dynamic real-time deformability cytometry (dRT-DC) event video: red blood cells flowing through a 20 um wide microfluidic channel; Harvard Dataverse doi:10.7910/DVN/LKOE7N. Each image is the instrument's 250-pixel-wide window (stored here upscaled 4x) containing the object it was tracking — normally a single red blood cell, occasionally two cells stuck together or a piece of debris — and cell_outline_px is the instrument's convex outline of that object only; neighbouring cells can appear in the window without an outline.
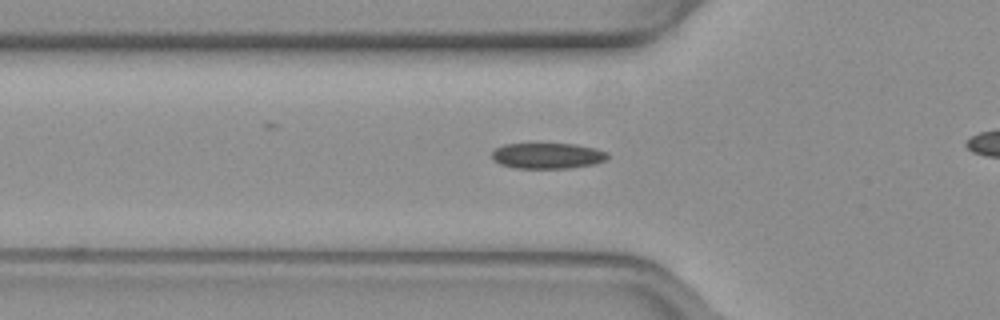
{"species": "common noctule bat (a hibernating species)", "species_latin": "Nyctalus noctula", "temperature_condition": "warm", "stored_images_in_passage": 43, "camera_frame_rate_fps": 3000, "um_per_image_px": 0.085, "animal": {"sex": "female", "body_mass_g": 19.3, "forearm_length_mm": 54.1}, "frame": {"image": 1, "passage_image": 17, "time_ms": 5.333, "image_size_px": [1000, 320], "cell_outline_px": [[608, 160], [596, 164], [568, 168], [516, 168], [500, 164], [492, 160], [492, 152], [496, 148], [504, 144], [576, 144], [596, 148], [608, 152]], "centroid_in_image_um": [46.57, 13.24], "position_along_channel_um": 79.2, "area_um2": 17.51}}
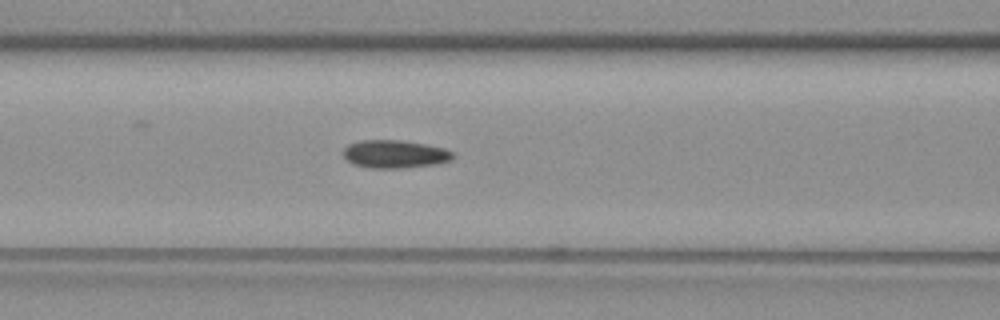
{"frame": {"image": 2, "passage_image": 21, "time_ms": 6.667, "image_size_px": [1000, 320], "cell_outline_px": [[452, 160], [436, 164], [404, 168], [368, 168], [352, 164], [340, 152], [348, 144], [360, 140], [400, 140], [424, 144], [444, 148], [452, 152]], "centroid_in_image_um": [33.5, 13.1], "position_along_channel_um": 133.1, "area_um2": 17.98}}
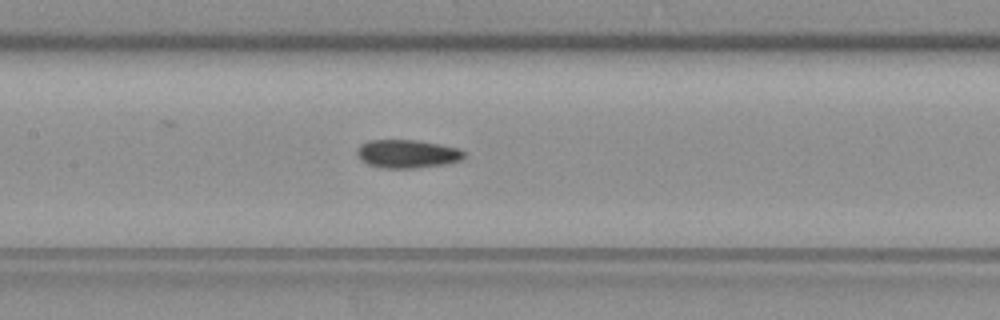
{"frame": {"image": 3, "passage_image": 24, "time_ms": 7.667, "image_size_px": [1000, 320], "cell_outline_px": [[464, 156], [460, 160], [444, 164], [416, 168], [380, 168], [368, 164], [360, 160], [356, 152], [360, 144], [368, 140], [416, 140], [456, 148], [464, 152]], "centroid_in_image_um": [34.54, 13.08], "position_along_channel_um": 172.9, "area_um2": 17.51}}